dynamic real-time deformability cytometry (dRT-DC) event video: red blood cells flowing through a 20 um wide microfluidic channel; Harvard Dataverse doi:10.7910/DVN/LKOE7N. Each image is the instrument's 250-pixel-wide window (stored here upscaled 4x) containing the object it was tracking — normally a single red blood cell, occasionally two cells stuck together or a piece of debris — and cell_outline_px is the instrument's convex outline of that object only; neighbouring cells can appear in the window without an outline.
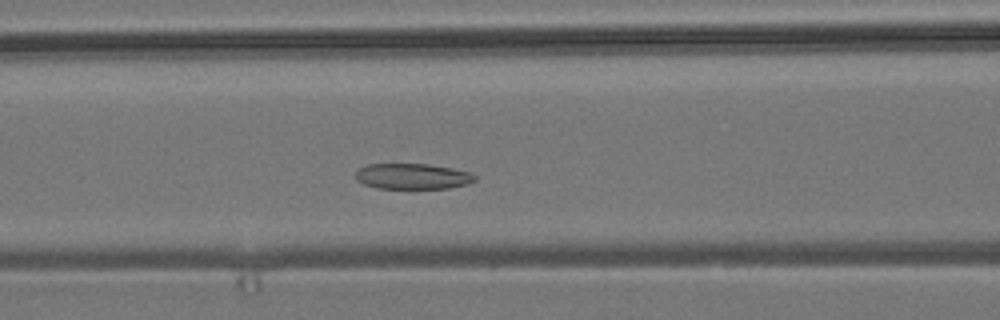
{"species": "common noctule bat (a hibernating species)", "species_latin": "Nyctalus noctula", "temperature_condition": "room temperature", "stored_images_in_passage": 48, "camera_frame_rate_fps": 3000, "um_per_image_px": 0.085, "animal": {"sex": "male", "body_mass_g": 19.2, "forearm_length_mm": 51.8}, "frame": {"image": 1, "passage_image": 16, "time_ms": 5.0, "image_size_px": [1000, 320], "cell_outline_px": [[476, 180], [468, 184], [448, 188], [376, 188], [364, 184], [356, 180], [356, 172], [360, 168], [368, 164], [428, 164], [452, 168], [472, 172], [476, 176]], "centroid_in_image_um": [35.09, 14.98], "position_along_channel_um": 131.5, "area_um2": 17.86}}
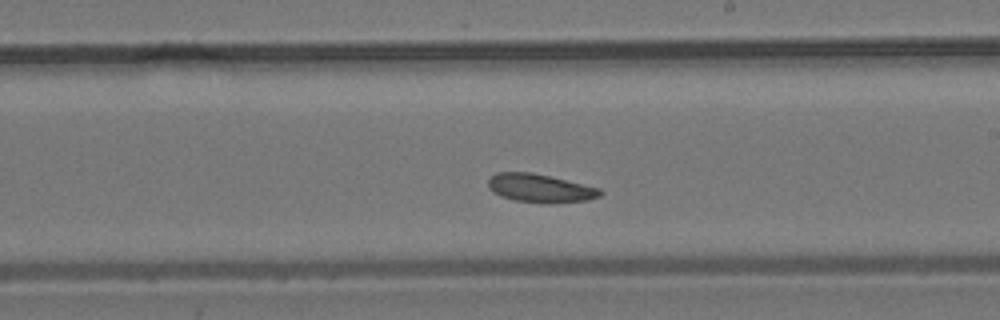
{"frame": {"image": 2, "passage_image": 25, "time_ms": 8.0, "image_size_px": [1000, 320], "cell_outline_px": [[604, 192], [600, 196], [588, 200], [516, 200], [500, 196], [492, 192], [488, 188], [488, 176], [496, 172], [532, 172], [600, 188]], "centroid_in_image_um": [45.83, 15.93], "position_along_channel_um": 243.2, "area_um2": 17.69}}
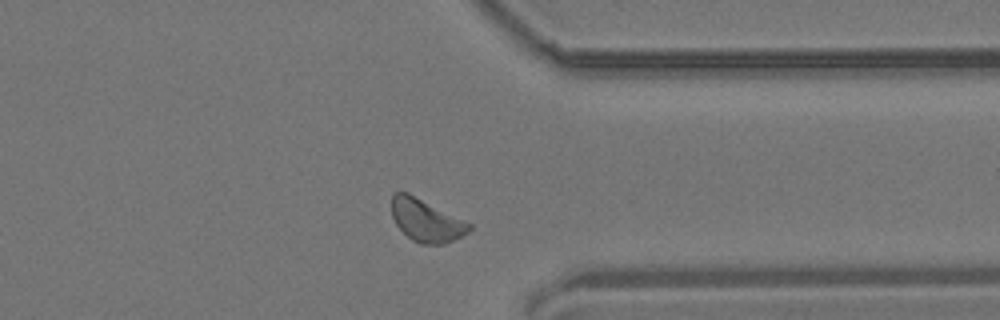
{"frame": {"image": 3, "passage_image": 36, "time_ms": 11.667, "image_size_px": [1000, 320], "cell_outline_px": [[472, 228], [468, 232], [444, 244], [420, 244], [412, 240], [396, 224], [392, 216], [392, 192], [408, 192], [472, 224]], "centroid_in_image_um": [36.22, 18.73], "position_along_channel_um": 375.2, "area_um2": 19.02}}